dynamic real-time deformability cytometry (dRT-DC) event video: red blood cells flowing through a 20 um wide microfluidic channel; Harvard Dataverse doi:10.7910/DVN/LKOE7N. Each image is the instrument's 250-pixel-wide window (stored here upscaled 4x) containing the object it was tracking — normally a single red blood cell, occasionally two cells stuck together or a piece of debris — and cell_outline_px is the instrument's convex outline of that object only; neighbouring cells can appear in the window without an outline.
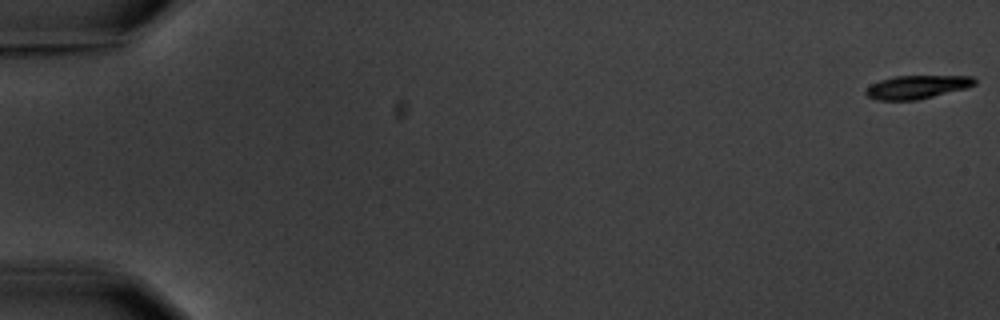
{"species": "common noctule bat (a hibernating species)", "species_latin": "Nyctalus noctula", "temperature_condition": "warm", "stored_images_in_passage": 6, "camera_frame_rate_fps": 3000, "um_per_image_px": 0.085, "animal": {"sex": "male", "body_mass_g": 20.1, "forearm_length_mm": 53.5}, "frame": {"image": 1, "passage_image": 1, "time_ms": 0.0, "image_size_px": [1000, 320], "cell_outline_px": [[976, 84], [964, 88], [916, 100], [876, 100], [868, 96], [864, 92], [872, 84], [880, 80], [896, 76], [972, 76], [976, 80]], "centroid_in_image_um": [77.92, 7.39], "position_along_channel_um": 7.1, "area_um2": 14.51}}
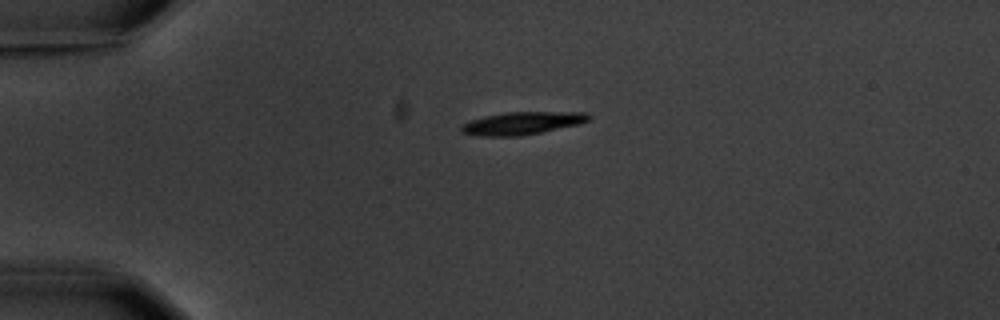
{"frame": {"image": 2, "passage_image": 5, "time_ms": 4.667, "image_size_px": [1000, 320], "cell_outline_px": [[592, 116], [588, 120], [580, 124], [520, 136], [480, 136], [460, 132], [460, 124], [484, 116], [508, 112], [584, 112]], "centroid_in_image_um": [44.36, 10.47], "position_along_channel_um": 40.6, "area_um2": 16.82}}